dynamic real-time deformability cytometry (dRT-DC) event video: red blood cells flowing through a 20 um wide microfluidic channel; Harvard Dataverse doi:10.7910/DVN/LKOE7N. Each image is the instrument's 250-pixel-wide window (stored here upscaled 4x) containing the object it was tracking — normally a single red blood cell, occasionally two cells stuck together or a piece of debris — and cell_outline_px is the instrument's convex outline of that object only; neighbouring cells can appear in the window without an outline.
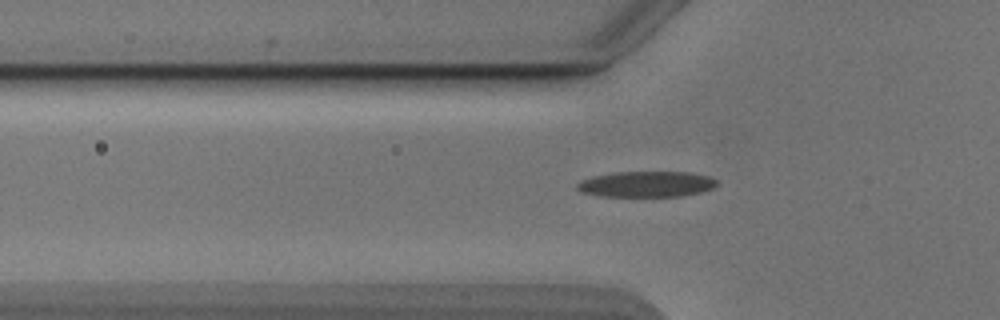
{"species": "Egyptian fruit bat (a non-hibernating species)", "species_latin": "Rousettus aegyptiacus", "temperature_condition": "cold", "stored_images_in_passage": 41, "camera_frame_rate_fps": 3000, "um_per_image_px": 0.085, "animal": {"sex": "male"}, "frame": {"image": 1, "passage_image": 11, "time_ms": 3.333, "image_size_px": [1000, 320], "cell_outline_px": [[716, 184], [712, 188], [700, 192], [680, 196], [600, 196], [580, 192], [576, 188], [576, 184], [580, 180], [592, 176], [612, 172], [692, 172], [708, 176], [716, 180]], "centroid_in_image_um": [54.88, 15.64], "position_along_channel_um": 70.9, "area_um2": 21.04}}
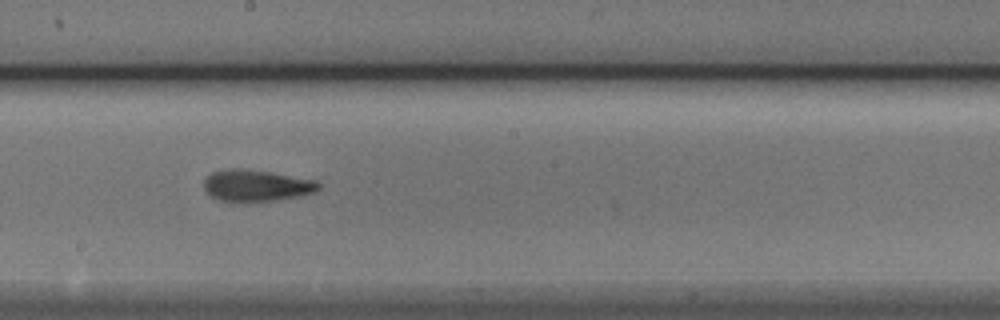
{"frame": {"image": 2, "passage_image": 23, "time_ms": 7.333, "image_size_px": [1000, 320], "cell_outline_px": [[320, 188], [316, 192], [300, 196], [280, 200], [240, 204], [220, 200], [212, 196], [204, 188], [204, 180], [212, 172], [232, 168], [240, 168], [272, 172], [316, 180], [320, 184]], "centroid_in_image_um": [21.82, 15.8], "position_along_channel_um": 226.4, "area_um2": 21.68}}
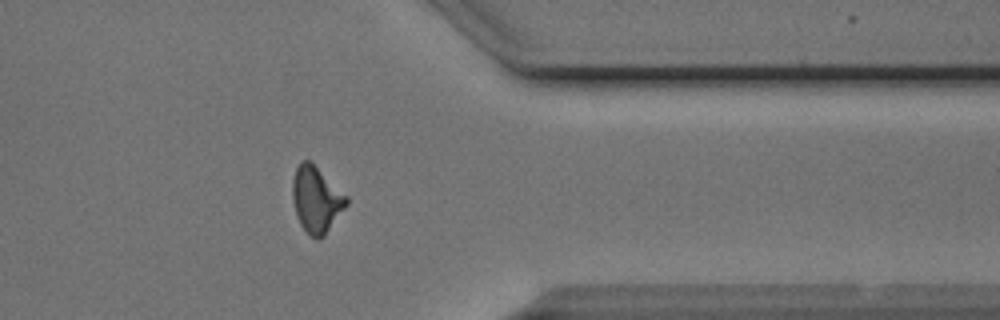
{"frame": {"image": 3, "passage_image": 36, "time_ms": 11.667, "image_size_px": [1000, 320], "cell_outline_px": [[348, 204], [324, 236], [320, 240], [316, 240], [308, 236], [300, 224], [296, 216], [292, 196], [292, 180], [296, 168], [300, 160], [312, 160], [348, 196]], "centroid_in_image_um": [26.89, 16.94], "position_along_channel_um": 384.5, "area_um2": 21.39}}